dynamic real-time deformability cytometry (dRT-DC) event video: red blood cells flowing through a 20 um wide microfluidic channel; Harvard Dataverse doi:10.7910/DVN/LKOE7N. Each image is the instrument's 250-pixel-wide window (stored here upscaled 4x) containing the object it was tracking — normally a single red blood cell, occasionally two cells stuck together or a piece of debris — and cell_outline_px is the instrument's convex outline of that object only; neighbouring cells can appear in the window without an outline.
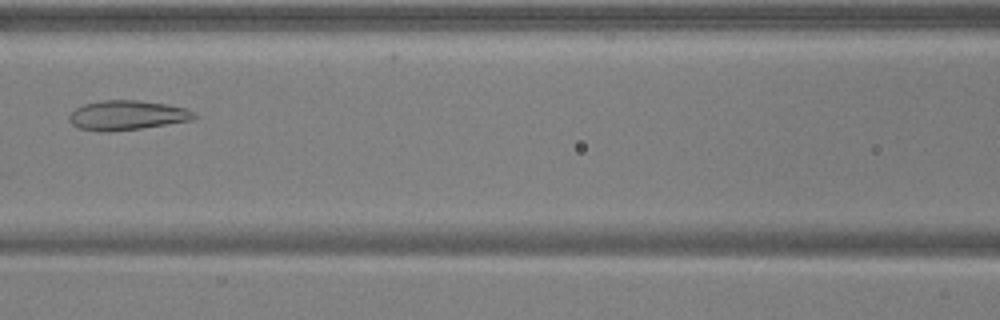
{"species": "common noctule bat (a hibernating species)", "species_latin": "Nyctalus noctula", "temperature_condition": "warm", "stored_images_in_passage": 7, "camera_frame_rate_fps": 3000, "um_per_image_px": 0.085, "animal": {"sex": "male", "body_mass_g": 17.9, "forearm_length_mm": 54.2}, "frame": {"image": 1, "passage_image": 7, "time_ms": 2.0, "image_size_px": [1000, 320], "cell_outline_px": [[196, 116], [192, 120], [140, 128], [112, 132], [100, 132], [80, 128], [72, 124], [68, 120], [68, 116], [76, 108], [84, 104], [104, 100], [140, 100], [168, 104], [184, 108], [196, 112]], "centroid_in_image_um": [10.79, 9.79], "position_along_channel_um": 155.8, "area_um2": 21.56}}